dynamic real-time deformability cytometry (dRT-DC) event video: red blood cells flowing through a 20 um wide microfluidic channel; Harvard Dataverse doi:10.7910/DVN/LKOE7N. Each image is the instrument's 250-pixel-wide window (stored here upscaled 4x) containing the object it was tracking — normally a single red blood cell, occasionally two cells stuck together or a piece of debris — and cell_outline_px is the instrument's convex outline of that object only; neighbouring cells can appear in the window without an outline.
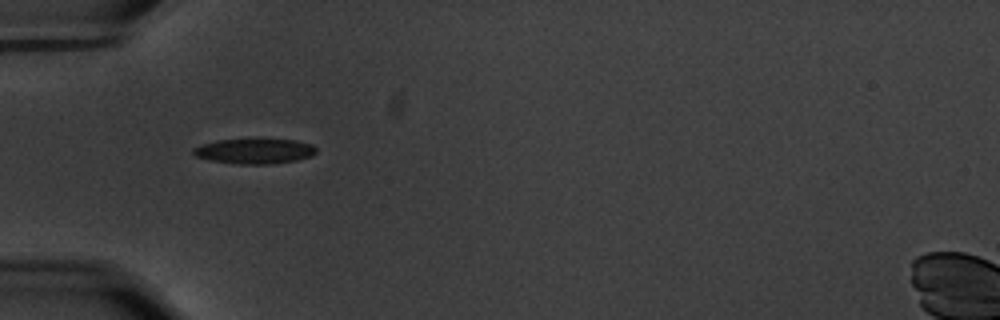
{"species": "common noctule bat (a hibernating species)", "species_latin": "Nyctalus noctula", "temperature_condition": "warm", "stored_images_in_passage": 10, "camera_frame_rate_fps": 3000, "um_per_image_px": 0.085, "animal": {"sex": "male", "body_mass_g": 20.1, "forearm_length_mm": 53.5}, "frame": {"image": 1, "passage_image": 1, "time_ms": 0.0, "image_size_px": [1000, 320], "cell_outline_px": [[316, 152], [312, 156], [296, 160], [272, 164], [240, 164], [208, 160], [196, 156], [192, 152], [192, 148], [216, 140], [260, 136], [296, 140], [312, 144], [316, 148]], "centroid_in_image_um": [21.66, 12.79], "position_along_channel_um": 63.3, "area_um2": 18.96}}